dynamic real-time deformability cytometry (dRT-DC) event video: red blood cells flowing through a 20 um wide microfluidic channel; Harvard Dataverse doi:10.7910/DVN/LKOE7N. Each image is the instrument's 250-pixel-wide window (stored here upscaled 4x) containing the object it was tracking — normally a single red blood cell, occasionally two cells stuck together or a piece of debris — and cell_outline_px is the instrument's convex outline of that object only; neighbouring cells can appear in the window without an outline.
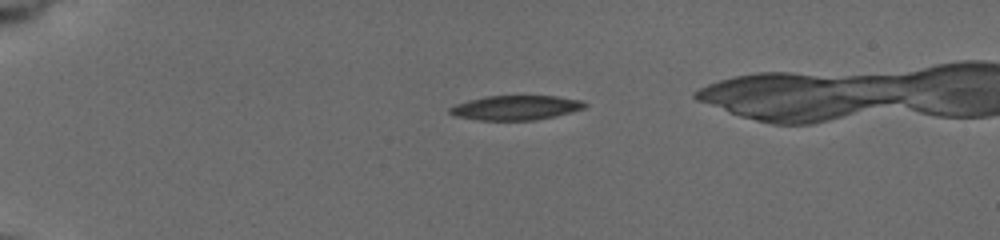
{"species": "common noctule bat (a hibernating species)", "species_latin": "Nyctalus noctula", "temperature_condition": "cold", "stored_images_in_passage": 33, "camera_frame_rate_fps": 3000, "um_per_image_px": 0.085, "animal": {"sex": "female", "body_mass_g": 19.5, "forearm_length_mm": 54.1}, "frame": {"image": 1, "passage_image": 1, "time_ms": 0.0, "image_size_px": [1000, 240], "cell_outline_px": [[588, 104], [584, 108], [556, 116], [536, 120], [476, 120], [456, 116], [448, 112], [448, 108], [456, 104], [468, 100], [484, 96], [556, 96], [580, 100]], "centroid_in_image_um": [43.81, 9.15], "position_along_channel_um": 41.2, "area_um2": 19.31}}
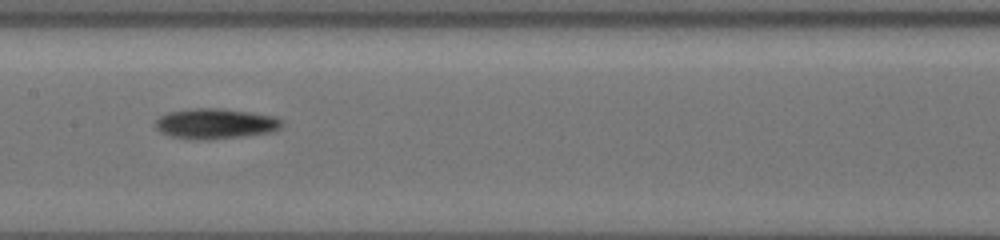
{"frame": {"image": 2, "passage_image": 18, "time_ms": 5.333, "image_size_px": [1000, 240], "cell_outline_px": [[284, 124], [280, 128], [268, 132], [244, 136], [208, 140], [200, 140], [172, 136], [160, 132], [156, 128], [156, 120], [160, 116], [168, 112], [192, 108], [224, 108], [252, 112], [276, 116], [284, 120]], "centroid_in_image_um": [18.35, 10.5], "position_along_channel_um": 189.1, "area_um2": 22.54}}
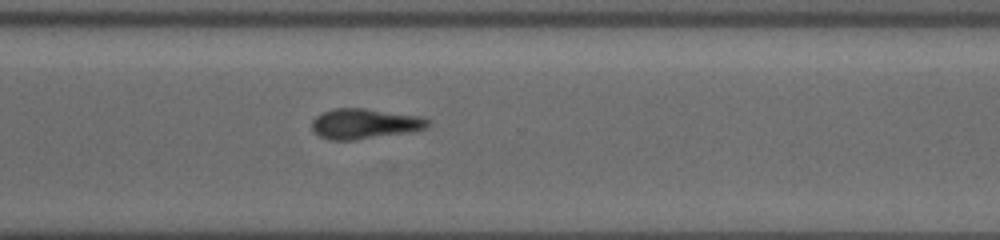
{"frame": {"image": 3, "passage_image": 31, "time_ms": 9.333, "image_size_px": [1000, 240], "cell_outline_px": [[432, 124], [416, 132], [352, 140], [328, 140], [320, 136], [312, 128], [312, 120], [316, 116], [324, 112], [336, 108], [364, 108], [420, 116], [428, 120]], "centroid_in_image_um": [31.03, 10.52], "position_along_channel_um": 339.6, "area_um2": 20.52}}